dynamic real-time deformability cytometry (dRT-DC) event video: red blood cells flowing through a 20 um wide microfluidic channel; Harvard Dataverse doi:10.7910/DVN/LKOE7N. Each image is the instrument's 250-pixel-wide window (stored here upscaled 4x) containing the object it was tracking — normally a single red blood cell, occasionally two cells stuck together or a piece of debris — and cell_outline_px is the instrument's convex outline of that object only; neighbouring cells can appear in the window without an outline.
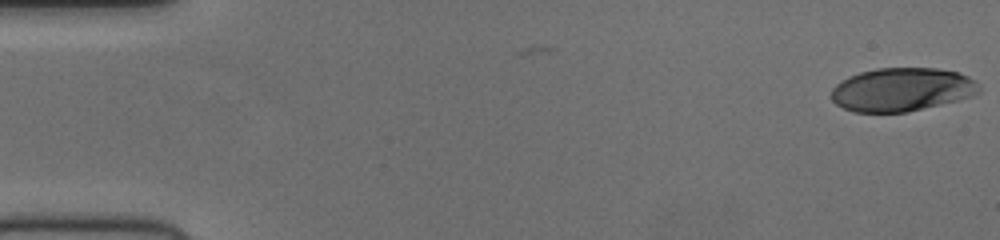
{"species": "human", "species_latin": "Homo sapiens", "temperature_condition": "cold", "stored_images_in_passage": 15, "camera_frame_rate_fps": 3000, "um_per_image_px": 0.085, "donor": {"sex": "female"}, "frame": {"image": 1, "passage_image": 1, "time_ms": 0.0, "image_size_px": [1000, 240], "cell_outline_px": [[980, 92], [972, 96], [908, 112], [852, 112], [836, 104], [832, 100], [832, 88], [836, 84], [848, 76], [860, 72], [876, 68], [936, 68], [956, 72], [968, 76], [980, 88]], "centroid_in_image_um": [76.62, 7.61], "position_along_channel_um": 8.4, "area_um2": 37.22}}